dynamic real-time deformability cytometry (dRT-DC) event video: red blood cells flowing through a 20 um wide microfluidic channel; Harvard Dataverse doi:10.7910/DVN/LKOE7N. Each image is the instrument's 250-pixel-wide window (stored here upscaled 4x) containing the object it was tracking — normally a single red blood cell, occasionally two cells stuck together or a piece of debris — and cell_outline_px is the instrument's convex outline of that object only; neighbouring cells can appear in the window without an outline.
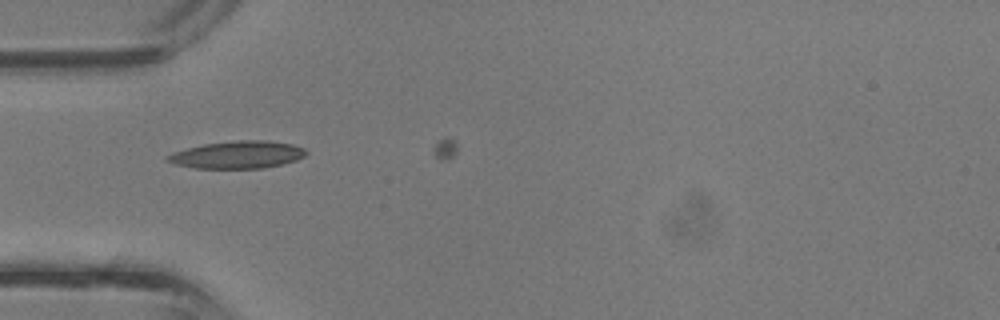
{"species": "common noctule bat (a hibernating species)", "species_latin": "Nyctalus noctula", "temperature_condition": "room temperature", "stored_images_in_passage": 5, "camera_frame_rate_fps": 3000, "um_per_image_px": 0.085, "animal": {"sex": "male", "body_mass_g": 13.3}, "frame": {"image": 1, "passage_image": 3, "time_ms": 0.667, "image_size_px": [1000, 320], "cell_outline_px": [[308, 152], [304, 156], [296, 160], [264, 168], [196, 168], [176, 164], [168, 160], [164, 156], [172, 152], [204, 144], [236, 140], [264, 140], [292, 144], [304, 148]], "centroid_in_image_um": [20.19, 13.15], "position_along_channel_um": 64.8, "area_um2": 21.96}}